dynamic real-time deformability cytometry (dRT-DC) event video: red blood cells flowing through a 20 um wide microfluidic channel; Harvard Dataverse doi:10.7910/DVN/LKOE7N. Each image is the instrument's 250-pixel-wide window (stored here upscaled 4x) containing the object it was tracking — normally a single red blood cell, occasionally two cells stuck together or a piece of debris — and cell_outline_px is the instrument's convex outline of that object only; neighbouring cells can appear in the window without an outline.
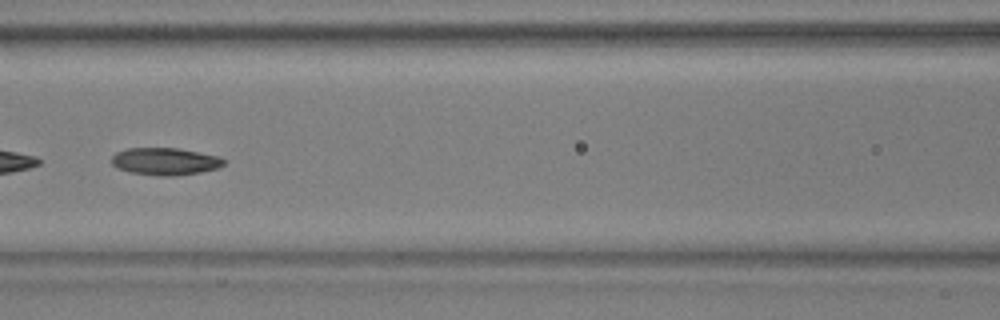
{"species": "common noctule bat (a hibernating species)", "species_latin": "Nyctalus noctula", "temperature_condition": "warm", "stored_images_in_passage": 40, "camera_frame_rate_fps": 3000, "um_per_image_px": 0.085, "animal": {"sex": "male", "body_mass_g": 17.9, "forearm_length_mm": 54.2}, "frame": {"image": 1, "passage_image": 12, "time_ms": 3.667, "image_size_px": [1000, 320], "cell_outline_px": [[228, 160], [224, 164], [216, 168], [200, 172], [176, 176], [156, 176], [128, 172], [116, 168], [112, 164], [112, 156], [116, 152], [128, 148], [176, 148], [220, 156]], "centroid_in_image_um": [14.03, 13.72], "position_along_channel_um": 152.6, "area_um2": 18.03}}
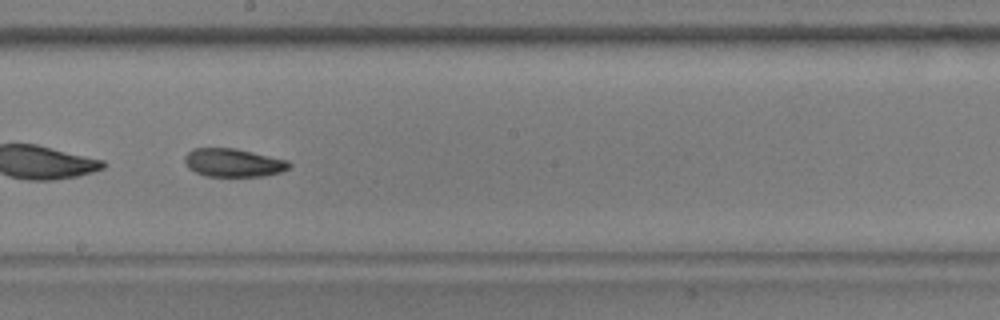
{"frame": {"image": 2, "passage_image": 18, "time_ms": 5.667, "image_size_px": [1000, 320], "cell_outline_px": [[292, 164], [288, 168], [280, 172], [264, 176], [204, 176], [188, 168], [184, 164], [184, 156], [192, 148], [236, 148], [288, 160]], "centroid_in_image_um": [19.8, 13.82], "position_along_channel_um": 228.4, "area_um2": 17.34}, "authors_computed_cell_mechanics": {"area_um2": 18.1203, "velocity_mm_per_s": 3.7971, "shape_relaxation_time_tau1_ms": 5.0819, "shape_relaxation_time_tau2_ms": 3.6274, "deformation_change_tau1": 0.1457, "deformation_change_tau2": 0.0909}}